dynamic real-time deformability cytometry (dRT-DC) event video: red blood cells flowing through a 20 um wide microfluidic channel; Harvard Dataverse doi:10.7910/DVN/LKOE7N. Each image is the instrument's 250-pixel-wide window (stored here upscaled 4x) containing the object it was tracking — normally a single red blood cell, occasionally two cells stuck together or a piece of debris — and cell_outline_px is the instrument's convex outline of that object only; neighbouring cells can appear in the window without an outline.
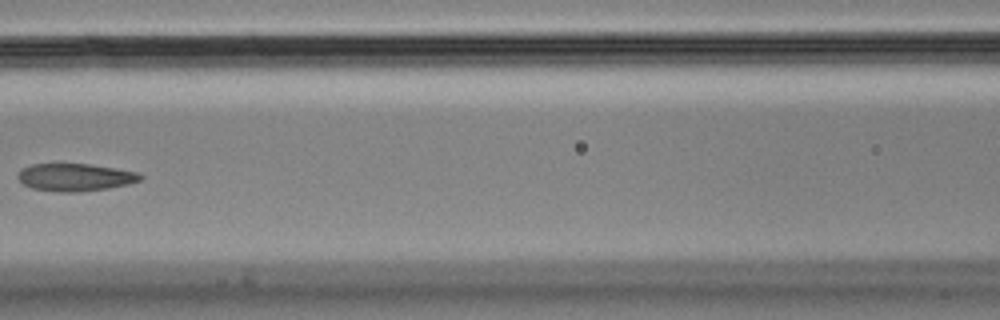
{"species": "Egyptian fruit bat (a non-hibernating species)", "species_latin": "Rousettus aegyptiacus", "temperature_condition": "cold", "stored_images_in_passage": 9, "camera_frame_rate_fps": 3000, "um_per_image_px": 0.085, "animal": {"sex": "male"}, "frame": {"image": 1, "passage_image": 8, "time_ms": 2.333, "image_size_px": [1000, 320], "cell_outline_px": [[144, 176], [140, 180], [128, 184], [108, 188], [76, 192], [60, 192], [32, 188], [24, 184], [16, 176], [20, 168], [32, 164], [88, 164], [116, 168], [136, 172]], "centroid_in_image_um": [6.36, 15.06], "position_along_channel_um": 160.2, "area_um2": 19.59}}
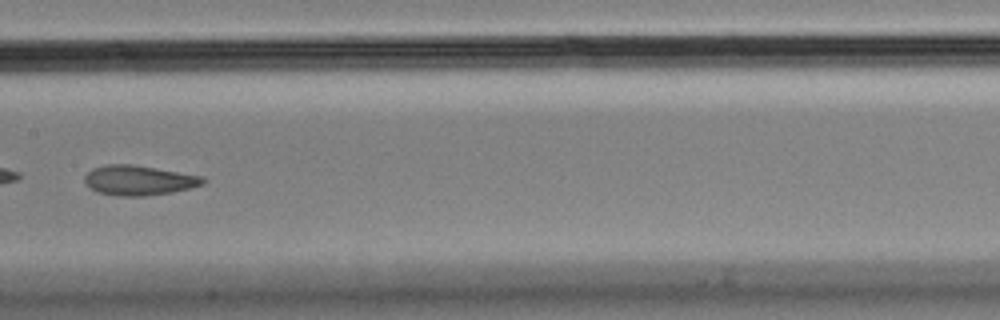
{"frame": {"image": 2, "passage_image": 9, "time_ms": 2.667, "image_size_px": [1000, 320], "cell_outline_px": [[208, 180], [204, 184], [172, 192], [144, 196], [120, 196], [96, 192], [84, 180], [84, 176], [92, 168], [104, 164], [132, 164], [204, 176]], "centroid_in_image_um": [11.82, 15.32], "position_along_channel_um": 195.6, "area_um2": 20.63}}